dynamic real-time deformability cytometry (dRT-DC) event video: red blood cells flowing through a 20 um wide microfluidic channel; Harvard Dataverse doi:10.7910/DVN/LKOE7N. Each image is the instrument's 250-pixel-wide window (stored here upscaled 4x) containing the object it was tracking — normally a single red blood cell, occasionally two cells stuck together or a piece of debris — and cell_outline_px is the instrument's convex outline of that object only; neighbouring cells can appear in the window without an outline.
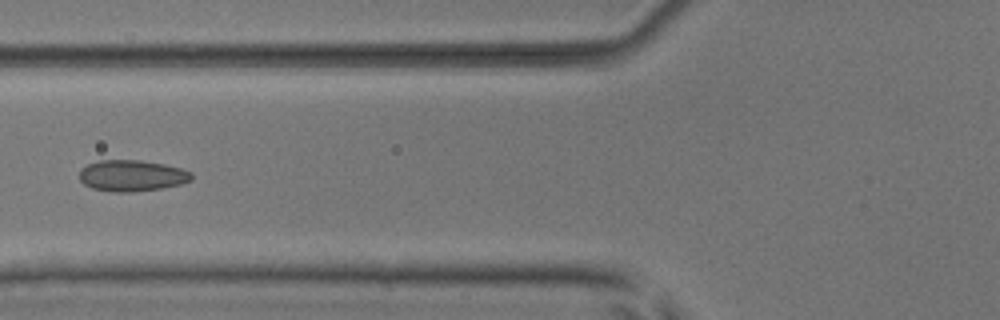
{"species": "common noctule bat (a hibernating species)", "species_latin": "Nyctalus noctula", "temperature_condition": "room temperature", "stored_images_in_passage": 7, "camera_frame_rate_fps": 3000, "um_per_image_px": 0.085, "animal": {"sex": "male", "body_mass_g": 17.9, "forearm_length_mm": 54.2}, "frame": {"image": 1, "passage_image": 7, "time_ms": 2.0, "image_size_px": [1000, 320], "cell_outline_px": [[192, 180], [180, 184], [160, 188], [132, 192], [112, 192], [92, 188], [84, 184], [80, 180], [80, 168], [88, 164], [100, 160], [140, 160], [164, 164], [180, 168], [192, 172]], "centroid_in_image_um": [11.2, 14.93], "position_along_channel_um": 114.6, "area_um2": 20.4}}